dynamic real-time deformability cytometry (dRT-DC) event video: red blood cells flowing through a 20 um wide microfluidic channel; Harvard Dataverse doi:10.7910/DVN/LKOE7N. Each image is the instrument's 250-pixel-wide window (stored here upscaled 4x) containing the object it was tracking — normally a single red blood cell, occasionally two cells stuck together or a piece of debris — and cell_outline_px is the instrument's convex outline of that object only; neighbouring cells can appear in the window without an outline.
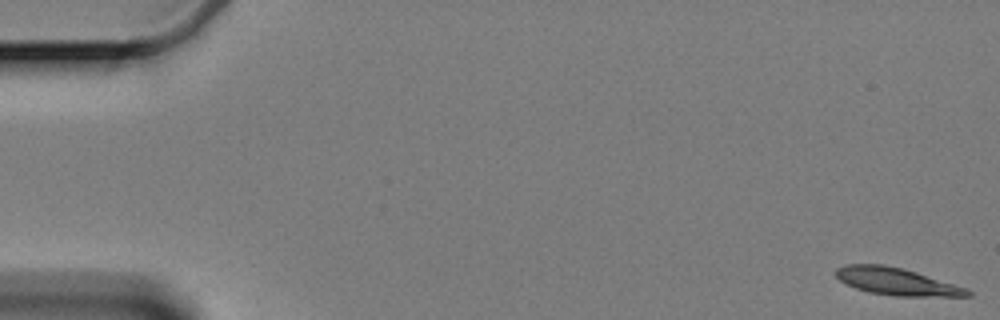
{"species": "Egyptian fruit bat (a non-hibernating species)", "species_latin": "Rousettus aegyptiacus", "temperature_condition": "cold", "stored_images_in_passage": 60, "camera_frame_rate_fps": 3000, "um_per_image_px": 0.085, "animal": {"sex": "female"}, "frame": {"image": 1, "passage_image": 1, "time_ms": 0.0, "image_size_px": [1000, 320], "cell_outline_px": [[972, 296], [896, 296], [868, 292], [856, 288], [840, 280], [832, 272], [836, 268], [844, 264], [884, 264], [904, 268], [968, 288], [972, 292]], "centroid_in_image_um": [76.2, 23.91], "position_along_channel_um": 8.8, "area_um2": 21.1}}
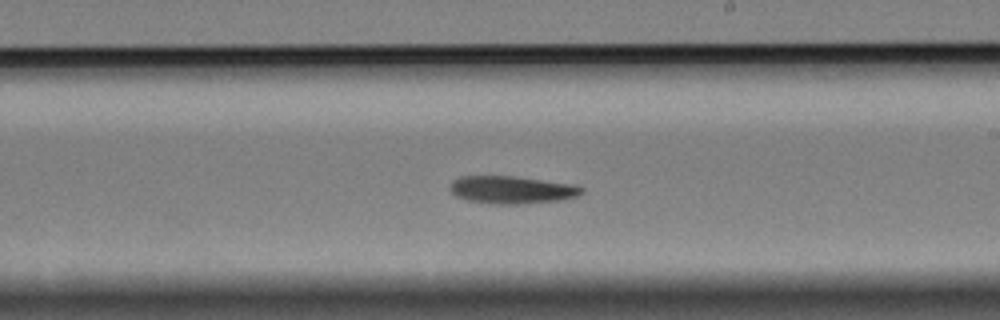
{"frame": {"image": 2, "passage_image": 35, "time_ms": 11.333, "image_size_px": [1000, 320], "cell_outline_px": [[584, 192], [576, 196], [560, 200], [516, 204], [492, 204], [468, 200], [456, 196], [448, 188], [452, 180], [460, 176], [516, 176], [576, 184], [584, 188]], "centroid_in_image_um": [43.5, 16.12], "position_along_channel_um": 245.5, "area_um2": 21.39}}
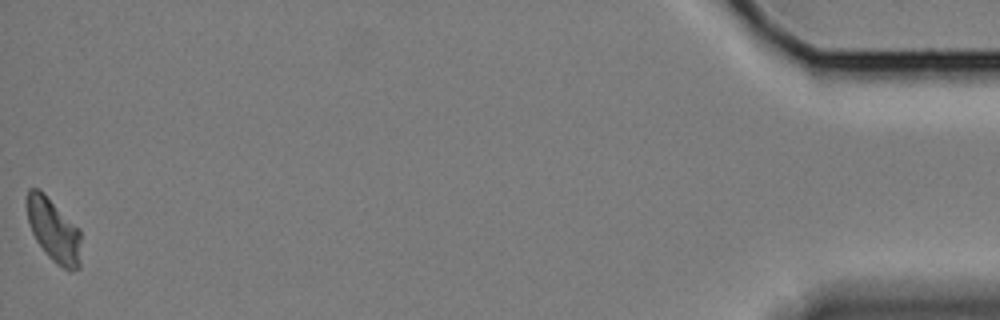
{"frame": {"image": 3, "passage_image": 60, "time_ms": 19.667, "image_size_px": [1000, 320], "cell_outline_px": [[80, 268], [72, 272], [68, 272], [56, 264], [44, 252], [36, 240], [32, 232], [28, 220], [28, 188], [36, 188], [44, 192], [80, 228]], "centroid_in_image_um": [4.6, 19.61], "position_along_channel_um": 430.6, "area_um2": 20.17}, "authors_computed_cell_mechanics": {"area_um2": 21.097, "velocity_mm_per_s": 3.3239, "shape_relaxation_time_tau1_ms": 3.5879, "shape_relaxation_time_tau2_ms": null, "deformation_change_tau1": 0.1154, "deformation_change_tau2": null}}